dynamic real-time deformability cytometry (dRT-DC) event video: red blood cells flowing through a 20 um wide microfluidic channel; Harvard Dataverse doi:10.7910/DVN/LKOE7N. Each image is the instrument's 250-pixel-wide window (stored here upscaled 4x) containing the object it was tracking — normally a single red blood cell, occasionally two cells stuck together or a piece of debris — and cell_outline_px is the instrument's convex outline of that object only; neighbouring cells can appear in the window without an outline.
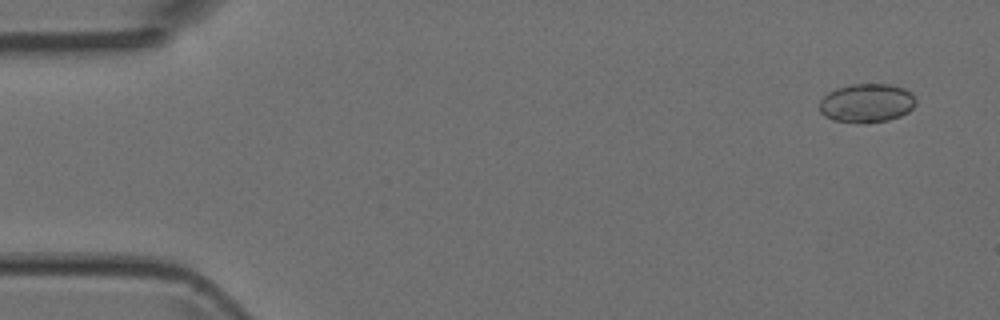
{"species": "Egyptian fruit bat (a non-hibernating species)", "species_latin": "Rousettus aegyptiacus", "temperature_condition": "room temperature", "stored_images_in_passage": 7, "camera_frame_rate_fps": 3000, "um_per_image_px": 0.085, "animal": {"sex": "female"}, "frame": {"image": 1, "passage_image": 1, "time_ms": 0.0, "image_size_px": [1000, 320], "cell_outline_px": [[916, 104], [908, 112], [900, 116], [888, 120], [864, 124], [832, 120], [824, 116], [820, 112], [820, 100], [828, 92], [836, 88], [852, 84], [888, 84], [904, 88], [912, 92], [916, 100]], "centroid_in_image_um": [73.67, 8.77], "position_along_channel_um": 11.3, "area_um2": 22.08}}
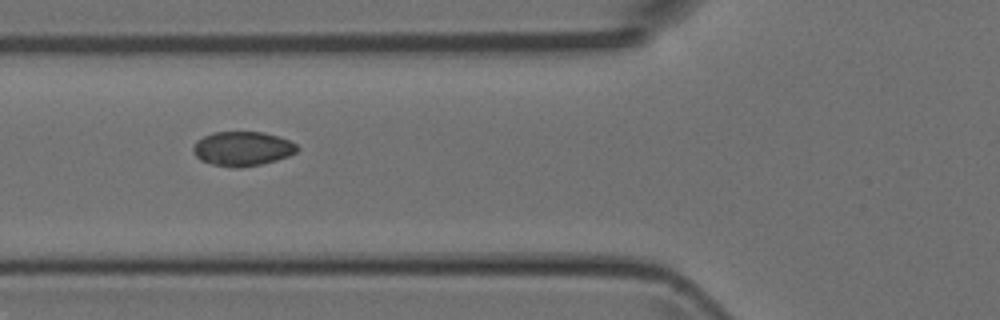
{"frame": {"image": 2, "passage_image": 5, "time_ms": 5.333, "image_size_px": [1000, 320], "cell_outline_px": [[300, 148], [296, 152], [288, 156], [276, 160], [260, 164], [240, 168], [236, 168], [212, 164], [200, 160], [192, 152], [192, 148], [196, 140], [212, 132], [264, 132], [280, 136], [296, 144]], "centroid_in_image_um": [20.59, 12.63], "position_along_channel_um": 105.2, "area_um2": 20.98}}
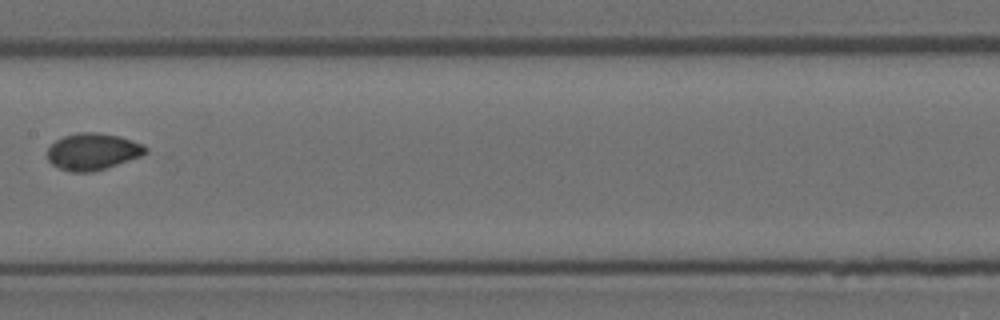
{"frame": {"image": 3, "passage_image": 7, "time_ms": 7.667, "image_size_px": [1000, 320], "cell_outline_px": [[148, 152], [140, 156], [104, 168], [88, 172], [72, 172], [60, 168], [52, 164], [48, 160], [48, 148], [56, 140], [64, 136], [76, 132], [96, 132], [120, 136], [144, 144], [148, 148]], "centroid_in_image_um": [7.89, 12.86], "position_along_channel_um": 199.5, "area_um2": 20.87}}